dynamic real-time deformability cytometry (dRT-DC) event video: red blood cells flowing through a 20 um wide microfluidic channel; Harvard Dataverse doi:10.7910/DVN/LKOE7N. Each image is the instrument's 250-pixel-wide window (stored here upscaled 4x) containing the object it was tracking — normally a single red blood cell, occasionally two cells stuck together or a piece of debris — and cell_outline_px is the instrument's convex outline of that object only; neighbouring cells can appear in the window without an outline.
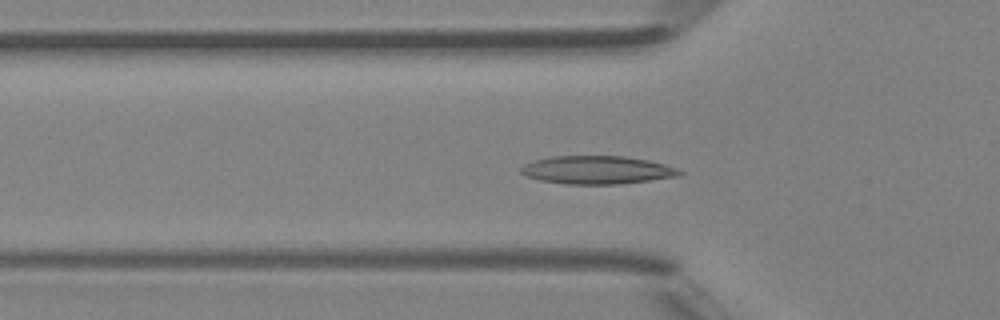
{"species": "Egyptian fruit bat (a non-hibernating species)", "species_latin": "Rousettus aegyptiacus", "temperature_condition": "room temperature", "stored_images_in_passage": 49, "camera_frame_rate_fps": 3000, "um_per_image_px": 0.085, "animal": {"sex": "female"}, "frame": {"image": 1, "passage_image": 16, "time_ms": 5.0, "image_size_px": [1000, 320], "cell_outline_px": [[684, 172], [680, 176], [616, 184], [568, 184], [540, 180], [528, 176], [520, 172], [520, 168], [524, 164], [536, 160], [552, 156], [624, 156], [648, 160], [664, 164], [676, 168]], "centroid_in_image_um": [50.76, 14.44], "position_along_channel_um": 75.0, "area_um2": 25.78}}
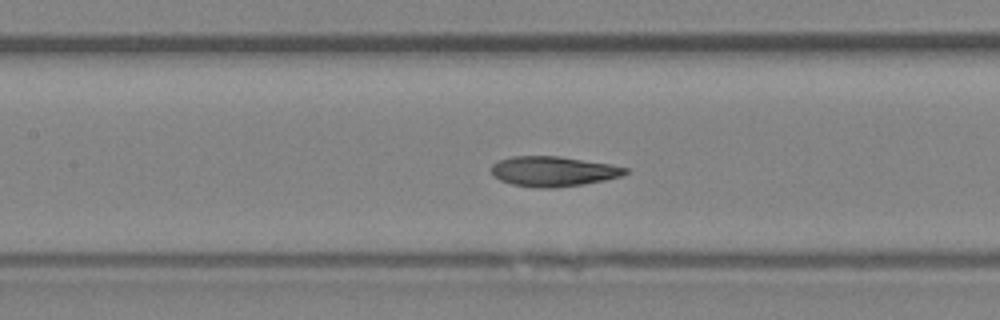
{"frame": {"image": 2, "passage_image": 22, "time_ms": 7.0, "image_size_px": [1000, 320], "cell_outline_px": [[632, 172], [620, 176], [604, 180], [584, 184], [552, 188], [540, 188], [512, 184], [500, 180], [492, 172], [492, 164], [500, 160], [512, 156], [560, 156], [608, 164], [628, 168]], "centroid_in_image_um": [47.05, 14.56], "position_along_channel_um": 160.3, "area_um2": 23.29}}
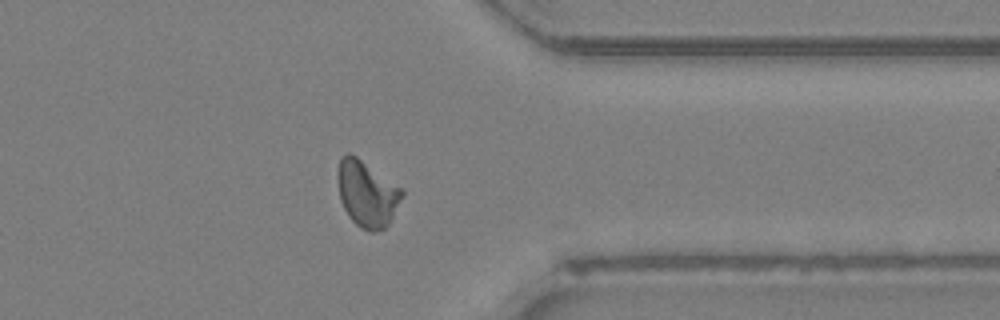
{"frame": {"image": 3, "passage_image": 38, "time_ms": 12.333, "image_size_px": [1000, 320], "cell_outline_px": [[404, 196], [388, 224], [384, 228], [376, 232], [372, 232], [360, 228], [348, 216], [340, 200], [336, 176], [340, 160], [348, 152], [356, 156], [404, 188]], "centroid_in_image_um": [31.21, 16.47], "position_along_channel_um": 380.2, "area_um2": 25.03}, "authors_computed_cell_mechanics": {"area_um2": 23.6402, "velocity_mm_per_s": 4.275, "shape_relaxation_time_tau1_ms": 7.3183, "shape_relaxation_time_tau2_ms": 1.9192, "deformation_change_tau1": 0.2135, "deformation_change_tau2": 0.082}}